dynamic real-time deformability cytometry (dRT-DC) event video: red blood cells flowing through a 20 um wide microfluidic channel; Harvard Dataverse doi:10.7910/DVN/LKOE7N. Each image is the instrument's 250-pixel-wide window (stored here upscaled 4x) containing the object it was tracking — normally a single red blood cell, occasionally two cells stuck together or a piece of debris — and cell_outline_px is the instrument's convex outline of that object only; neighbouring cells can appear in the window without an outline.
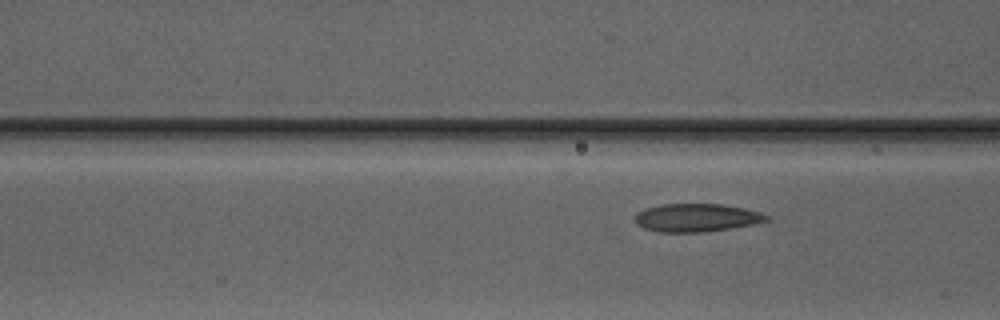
{"species": "Egyptian fruit bat (a non-hibernating species)", "species_latin": "Rousettus aegyptiacus", "temperature_condition": "warm", "stored_images_in_passage": 3, "camera_frame_rate_fps": 3000, "um_per_image_px": 0.085, "animal": {"sex": "male"}, "frame": {"image": 1, "passage_image": 3, "time_ms": 3.0, "image_size_px": [1000, 320], "cell_outline_px": [[768, 220], [756, 224], [700, 232], [660, 232], [644, 228], [636, 224], [636, 212], [644, 208], [660, 204], [720, 204], [744, 208], [760, 212], [768, 216]], "centroid_in_image_um": [59.17, 18.49], "position_along_channel_um": 107.4, "area_um2": 21.44}}